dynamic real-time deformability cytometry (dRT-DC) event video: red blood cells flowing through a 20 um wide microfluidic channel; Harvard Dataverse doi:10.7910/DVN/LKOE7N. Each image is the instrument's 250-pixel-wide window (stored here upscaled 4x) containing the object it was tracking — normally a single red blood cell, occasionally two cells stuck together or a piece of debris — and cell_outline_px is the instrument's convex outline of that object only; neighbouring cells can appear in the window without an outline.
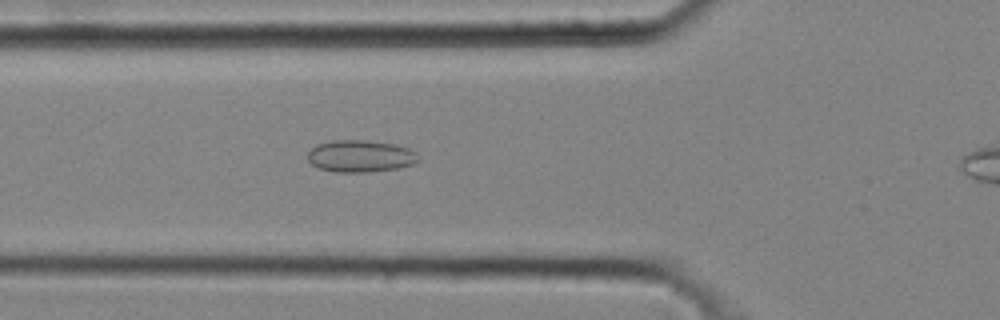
{"species": "common noctule bat (a hibernating species)", "species_latin": "Nyctalus noctula", "temperature_condition": "cold", "stored_images_in_passage": 32, "camera_frame_rate_fps": 3000, "um_per_image_px": 0.085, "animal": {"sex": "male", "body_mass_g": 20.4}, "frame": {"image": 1, "passage_image": 8, "time_ms": 2.333, "image_size_px": [1000, 320], "cell_outline_px": [[416, 160], [412, 164], [400, 168], [368, 172], [336, 172], [320, 168], [312, 164], [308, 160], [308, 152], [316, 144], [332, 140], [364, 140], [392, 144], [408, 148], [416, 152]], "centroid_in_image_um": [30.59, 13.27], "position_along_channel_um": 95.2, "area_um2": 20.46}}
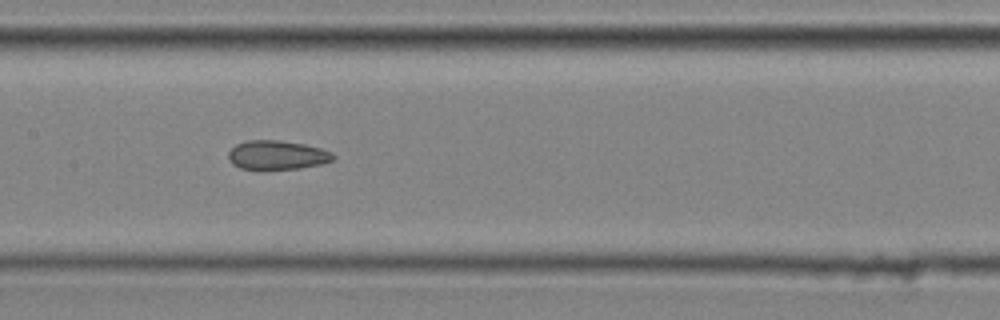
{"frame": {"image": 2, "passage_image": 14, "time_ms": 4.333, "image_size_px": [1000, 320], "cell_outline_px": [[336, 156], [332, 160], [324, 164], [300, 168], [264, 172], [240, 168], [232, 164], [228, 160], [228, 152], [236, 144], [248, 140], [280, 140], [304, 144], [320, 148], [332, 152]], "centroid_in_image_um": [23.53, 13.22], "position_along_channel_um": 183.9, "area_um2": 18.5}}
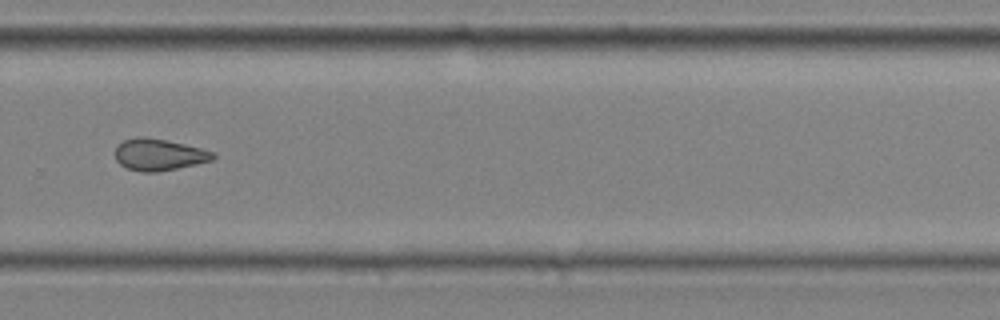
{"frame": {"image": 3, "passage_image": 23, "time_ms": 7.333, "image_size_px": [1000, 320], "cell_outline_px": [[216, 156], [212, 160], [196, 164], [156, 172], [140, 172], [128, 168], [120, 164], [116, 160], [116, 148], [124, 140], [136, 136], [144, 136], [184, 144], [200, 148], [212, 152]], "centroid_in_image_um": [13.49, 13.14], "position_along_channel_um": 316.3, "area_um2": 17.8}}